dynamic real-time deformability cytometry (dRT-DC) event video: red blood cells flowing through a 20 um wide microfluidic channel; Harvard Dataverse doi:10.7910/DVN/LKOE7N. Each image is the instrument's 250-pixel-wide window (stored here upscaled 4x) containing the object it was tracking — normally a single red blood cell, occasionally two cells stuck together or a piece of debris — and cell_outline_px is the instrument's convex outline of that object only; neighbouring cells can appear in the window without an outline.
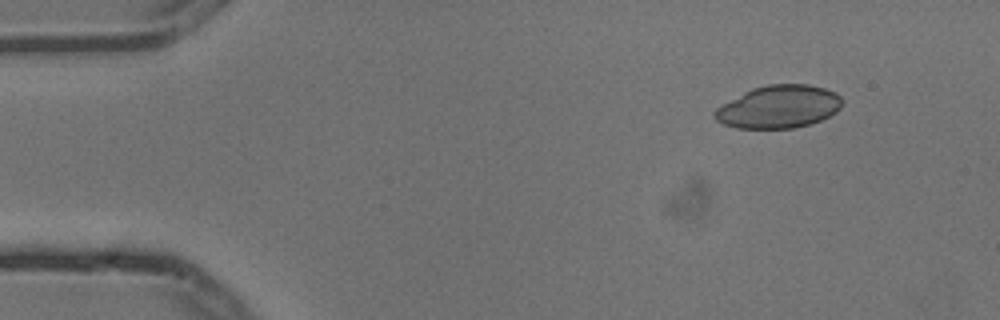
{"species": "common noctule bat (a hibernating species)", "species_latin": "Nyctalus noctula", "temperature_condition": "cold", "stored_images_in_passage": 4, "camera_frame_rate_fps": 3000, "um_per_image_px": 0.085, "animal": {"sex": "male", "body_mass_g": 13.3}, "frame": {"image": 1, "passage_image": 2, "time_ms": 0.333, "image_size_px": [1000, 320], "cell_outline_px": [[840, 108], [836, 112], [820, 120], [808, 124], [792, 128], [736, 128], [724, 124], [716, 120], [712, 116], [712, 112], [720, 104], [752, 88], [768, 84], [808, 84], [824, 88], [836, 92], [840, 96]], "centroid_in_image_um": [66.14, 9.07], "position_along_channel_um": 18.9, "area_um2": 31.79}}